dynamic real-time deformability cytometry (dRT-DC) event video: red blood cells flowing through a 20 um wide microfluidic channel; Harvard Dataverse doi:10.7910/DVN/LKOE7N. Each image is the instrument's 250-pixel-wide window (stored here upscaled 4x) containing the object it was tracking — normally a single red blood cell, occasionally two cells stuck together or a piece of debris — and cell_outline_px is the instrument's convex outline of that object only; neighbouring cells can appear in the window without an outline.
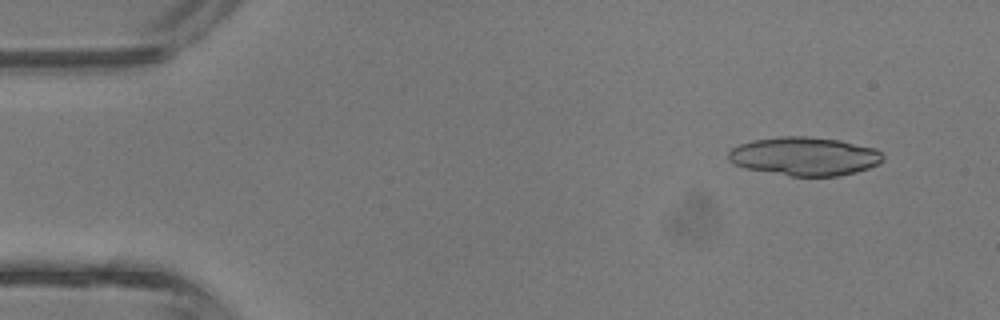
{"species": "common noctule bat (a hibernating species)", "species_latin": "Nyctalus noctula", "temperature_condition": "room temperature", "stored_images_in_passage": 3, "camera_frame_rate_fps": 3000, "um_per_image_px": 0.085, "animal": {"sex": "male", "body_mass_g": 13.3}, "frame": {"image": 1, "passage_image": 1, "time_ms": 0.0, "image_size_px": [1000, 320], "cell_outline_px": [[884, 156], [876, 164], [868, 168], [856, 172], [840, 176], [788, 176], [744, 168], [732, 164], [728, 160], [728, 152], [732, 148], [740, 144], [752, 140], [780, 136], [808, 136], [840, 140], [876, 148]], "centroid_in_image_um": [68.34, 13.28], "position_along_channel_um": 16.7, "area_um2": 34.91}}